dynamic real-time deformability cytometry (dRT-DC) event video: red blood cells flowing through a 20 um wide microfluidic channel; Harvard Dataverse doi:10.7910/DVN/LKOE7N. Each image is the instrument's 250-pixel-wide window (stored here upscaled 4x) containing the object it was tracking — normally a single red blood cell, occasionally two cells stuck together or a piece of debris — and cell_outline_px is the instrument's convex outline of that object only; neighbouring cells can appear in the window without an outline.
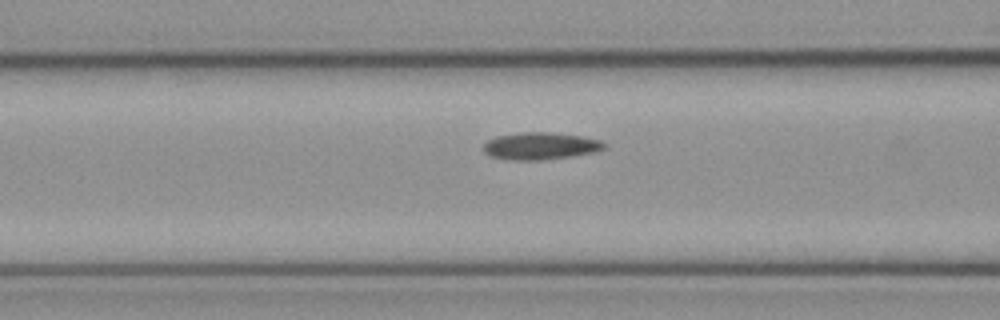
{"species": "common noctule bat (a hibernating species)", "species_latin": "Nyctalus noctula", "temperature_condition": "cold", "stored_images_in_passage": 9, "camera_frame_rate_fps": 3000, "um_per_image_px": 0.085, "animal": {"sex": "female", "body_mass_g": 21.9}, "frame": {"image": 1, "passage_image": 7, "time_ms": 2.0, "image_size_px": [1000, 320], "cell_outline_px": [[604, 148], [596, 152], [540, 160], [508, 160], [492, 156], [484, 152], [484, 144], [488, 140], [496, 136], [520, 132], [552, 132], [580, 136], [600, 140], [604, 144]], "centroid_in_image_um": [45.9, 12.4], "position_along_channel_um": 120.7, "area_um2": 18.96}}